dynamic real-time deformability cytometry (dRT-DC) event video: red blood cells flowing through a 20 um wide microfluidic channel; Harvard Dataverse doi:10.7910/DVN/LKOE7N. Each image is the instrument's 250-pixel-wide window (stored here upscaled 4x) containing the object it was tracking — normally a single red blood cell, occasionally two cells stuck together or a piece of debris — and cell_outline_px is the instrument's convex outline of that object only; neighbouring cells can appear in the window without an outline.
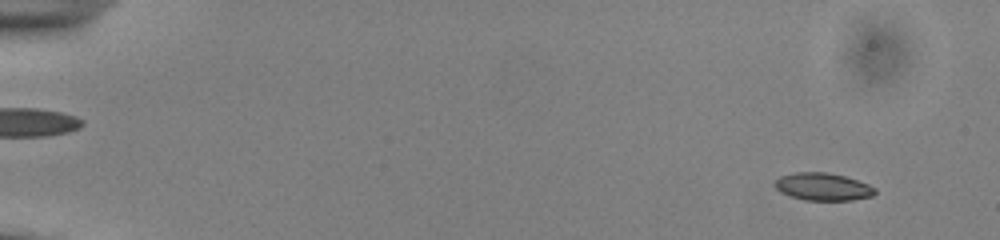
{"species": "common noctule bat (a hibernating species)", "species_latin": "Nyctalus noctula", "temperature_condition": "cold", "stored_images_in_passage": 54, "camera_frame_rate_fps": 3000, "um_per_image_px": 0.085, "animal": {"sex": "male", "body_mass_g": 13.0, "forearm_length_mm": 53.1}, "frame": {"image": 1, "passage_image": 4, "time_ms": 1.0, "image_size_px": [1000, 240], "cell_outline_px": [[876, 192], [872, 196], [852, 200], [804, 200], [780, 192], [772, 184], [780, 176], [792, 172], [828, 172], [844, 176], [868, 184], [876, 188]], "centroid_in_image_um": [69.92, 15.86], "position_along_channel_um": 15.1, "area_um2": 16.13}}
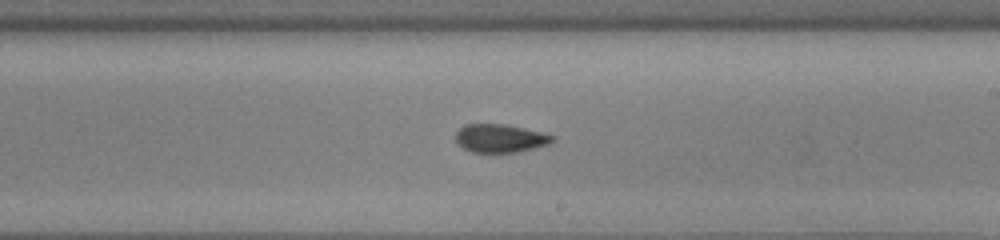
{"frame": {"image": 2, "passage_image": 33, "time_ms": 10.667, "image_size_px": [1000, 240], "cell_outline_px": [[556, 140], [548, 144], [516, 152], [472, 152], [464, 148], [456, 140], [456, 132], [464, 124], [508, 124], [556, 136]], "centroid_in_image_um": [42.53, 11.74], "position_along_channel_um": 246.5, "area_um2": 15.84}}
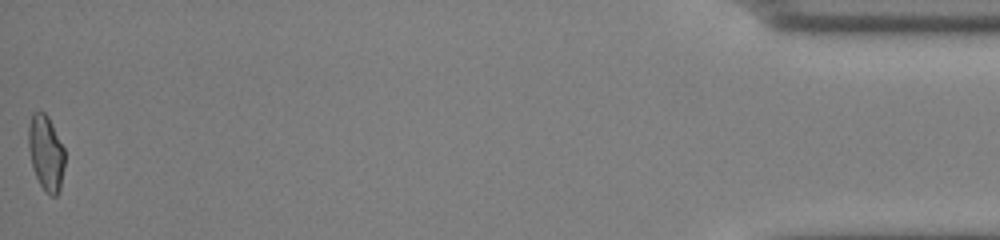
{"frame": {"image": 3, "passage_image": 54, "time_ms": 17.667, "image_size_px": [1000, 240], "cell_outline_px": [[64, 168], [60, 192], [56, 196], [48, 196], [40, 184], [32, 168], [28, 148], [28, 128], [32, 112], [40, 108], [48, 116], [64, 148]], "centroid_in_image_um": [3.9, 12.99], "position_along_channel_um": 431.3, "area_um2": 16.3}, "authors_computed_cell_mechanics": {"area_um2": 16.2996, "velocity_mm_per_s": 3.8792, "shape_relaxation_time_tau1_ms": null, "shape_relaxation_time_tau2_ms": 2.1868, "deformation_change_tau1": null, "deformation_change_tau2": 0.0745}}